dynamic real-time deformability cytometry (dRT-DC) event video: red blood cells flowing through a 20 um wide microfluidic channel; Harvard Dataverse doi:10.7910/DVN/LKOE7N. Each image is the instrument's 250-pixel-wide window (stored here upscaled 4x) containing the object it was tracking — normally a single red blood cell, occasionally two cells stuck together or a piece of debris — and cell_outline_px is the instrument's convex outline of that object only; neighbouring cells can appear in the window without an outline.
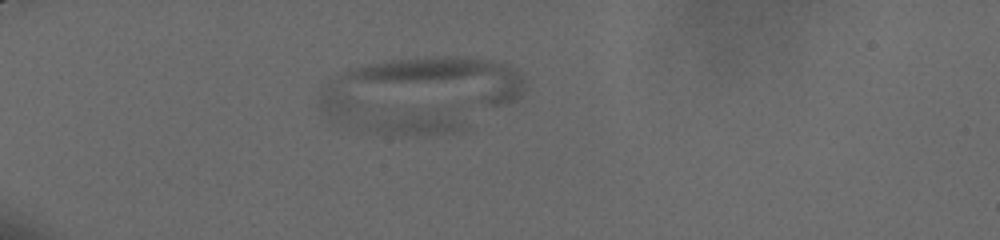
{"species": "human", "species_latin": "Homo sapiens", "temperature_condition": "cold", "stored_images_in_passage": 37, "camera_frame_rate_fps": 3000, "um_per_image_px": 0.085, "donor": {"sex": "male"}, "frame": {"image": 1, "passage_image": 1, "time_ms": 0.0, "image_size_px": [1000, 240], "cell_outline_px": [[520, 96], [512, 100], [500, 104], [344, 120], [336, 120], [328, 116], [320, 108], [320, 88], [328, 80], [352, 68], [384, 60], [428, 56], [464, 56], [492, 60], [508, 64], [520, 76]], "centroid_in_image_um": [35.55, 7.38], "position_along_channel_um": 49.5, "area_um2": 70.52}}